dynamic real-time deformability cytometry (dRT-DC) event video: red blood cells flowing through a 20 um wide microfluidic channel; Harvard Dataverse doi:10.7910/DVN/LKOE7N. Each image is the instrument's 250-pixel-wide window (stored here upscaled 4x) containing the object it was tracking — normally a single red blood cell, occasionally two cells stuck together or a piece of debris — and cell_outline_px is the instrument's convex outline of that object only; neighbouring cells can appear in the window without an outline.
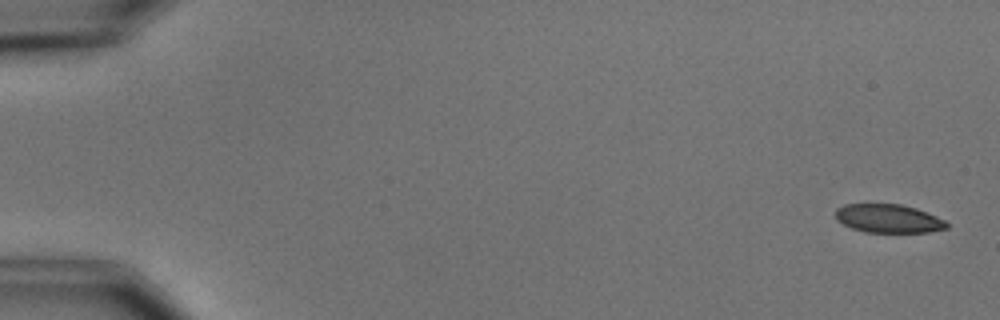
{"species": "common noctule bat (a hibernating species)", "species_latin": "Nyctalus noctula", "temperature_condition": "cold", "stored_images_in_passage": 6, "camera_frame_rate_fps": 3000, "um_per_image_px": 0.085, "animal": {"sex": "male", "body_mass_g": 15.6}, "frame": {"image": 1, "passage_image": 1, "time_ms": 0.0, "image_size_px": [1000, 320], "cell_outline_px": [[948, 228], [928, 232], [864, 232], [852, 228], [836, 220], [836, 208], [844, 204], [900, 204], [916, 208], [936, 216], [944, 220], [948, 224]], "centroid_in_image_um": [75.5, 18.57], "position_along_channel_um": 9.5, "area_um2": 18.44}}
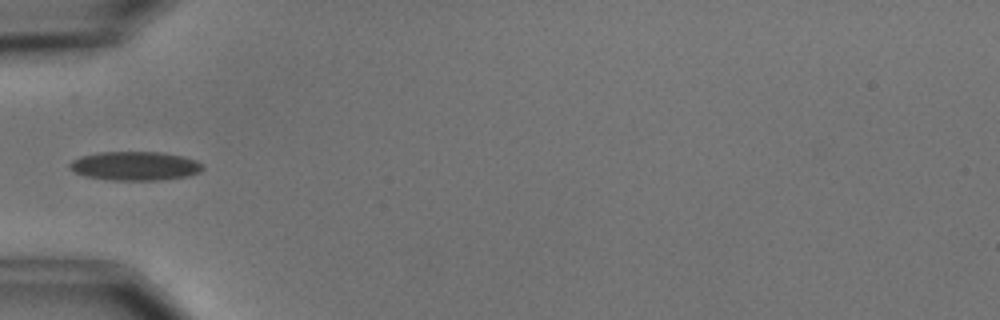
{"frame": {"image": 2, "passage_image": 5, "time_ms": 5.667, "image_size_px": [1000, 320], "cell_outline_px": [[204, 168], [200, 172], [188, 176], [156, 180], [112, 180], [88, 176], [76, 172], [68, 168], [68, 164], [72, 160], [80, 156], [100, 152], [160, 152], [184, 156], [196, 160], [204, 164]], "centroid_in_image_um": [11.51, 14.09], "position_along_channel_um": 73.5, "area_um2": 22.43}}